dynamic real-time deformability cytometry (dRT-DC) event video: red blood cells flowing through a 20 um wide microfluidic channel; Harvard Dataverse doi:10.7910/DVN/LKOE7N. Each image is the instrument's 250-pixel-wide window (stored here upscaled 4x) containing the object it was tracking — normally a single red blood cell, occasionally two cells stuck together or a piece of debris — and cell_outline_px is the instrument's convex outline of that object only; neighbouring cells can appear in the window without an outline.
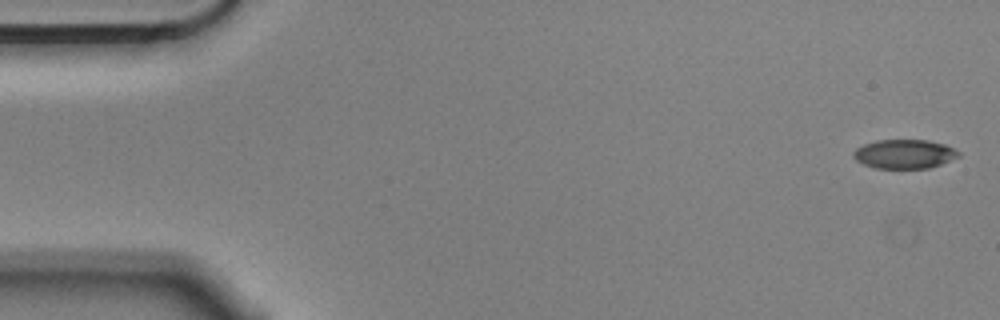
{"species": "Egyptian fruit bat (a non-hibernating species)", "species_latin": "Rousettus aegyptiacus", "temperature_condition": "cold", "stored_images_in_passage": 12, "camera_frame_rate_fps": 3000, "um_per_image_px": 0.085, "animal": {"sex": "male"}, "frame": {"image": 1, "passage_image": 1, "time_ms": 0.0, "image_size_px": [1000, 320], "cell_outline_px": [[960, 156], [940, 164], [928, 168], [876, 168], [864, 164], [856, 160], [852, 156], [852, 152], [856, 148], [864, 144], [876, 140], [928, 140], [944, 144], [960, 152]], "centroid_in_image_um": [76.85, 13.08], "position_along_channel_um": 8.2, "area_um2": 17.74}}
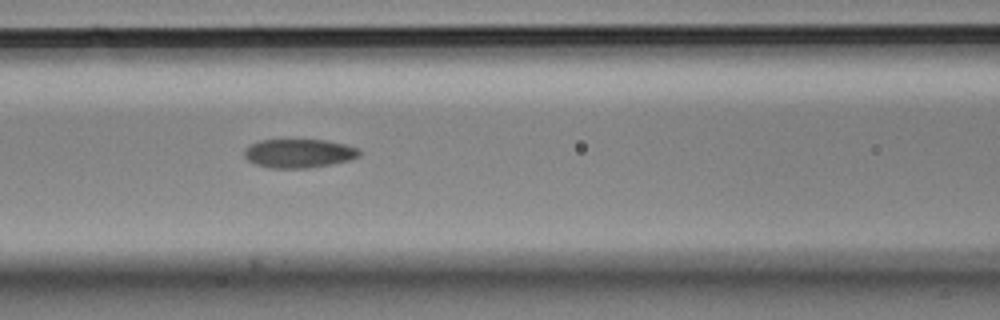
{"frame": {"image": 2, "passage_image": 6, "time_ms": 1.667, "image_size_px": [1000, 320], "cell_outline_px": [[360, 156], [348, 160], [332, 164], [308, 168], [268, 168], [256, 164], [248, 160], [244, 156], [244, 148], [260, 140], [324, 140], [344, 144], [360, 148]], "centroid_in_image_um": [25.4, 13.04], "position_along_channel_um": 141.2, "area_um2": 19.31}}
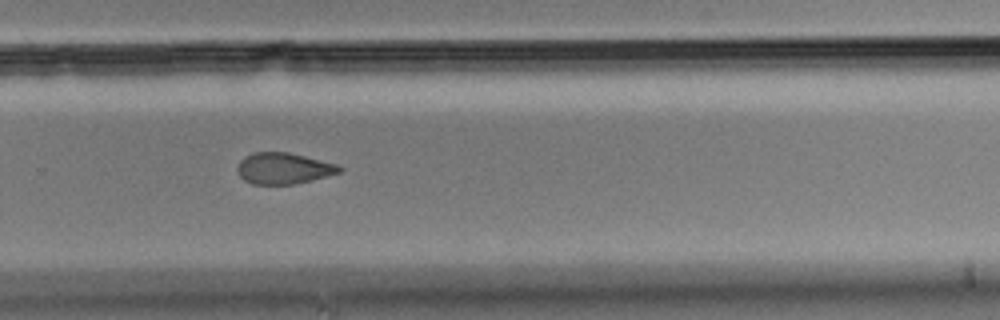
{"frame": {"image": 3, "passage_image": 10, "time_ms": 3.0, "image_size_px": [1000, 320], "cell_outline_px": [[344, 168], [340, 172], [312, 180], [292, 184], [252, 184], [244, 180], [236, 172], [236, 168], [240, 160], [244, 156], [252, 152], [288, 152], [336, 164]], "centroid_in_image_um": [24.05, 14.31], "position_along_channel_um": 305.7, "area_um2": 18.55}}